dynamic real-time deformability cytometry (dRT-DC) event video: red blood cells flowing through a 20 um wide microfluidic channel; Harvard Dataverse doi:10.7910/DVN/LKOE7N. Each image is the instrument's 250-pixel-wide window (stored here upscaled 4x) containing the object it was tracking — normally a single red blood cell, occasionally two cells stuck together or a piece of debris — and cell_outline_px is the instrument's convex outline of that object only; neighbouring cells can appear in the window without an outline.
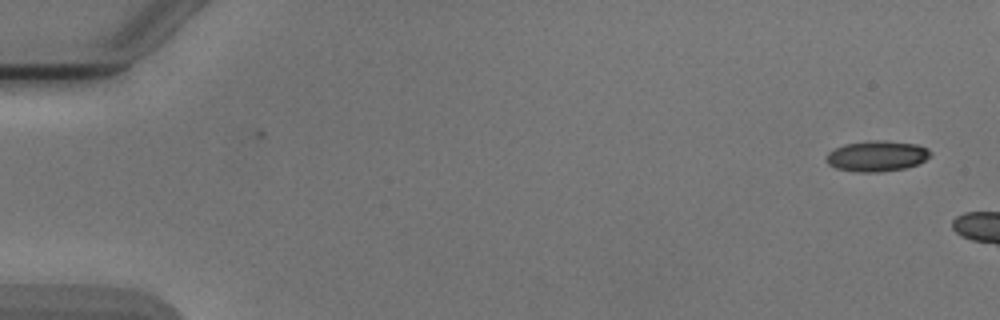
{"species": "Egyptian fruit bat (a non-hibernating species)", "species_latin": "Rousettus aegyptiacus", "temperature_condition": "cold", "stored_images_in_passage": 2, "camera_frame_rate_fps": 3000, "um_per_image_px": 0.085, "animal": {"sex": "male"}, "frame": {"image": 1, "passage_image": 1, "time_ms": 0.0, "image_size_px": [1000, 320], "cell_outline_px": [[932, 152], [924, 160], [916, 164], [904, 168], [880, 172], [856, 172], [836, 168], [828, 164], [824, 160], [828, 152], [844, 144], [872, 140], [884, 140], [916, 144], [928, 148]], "centroid_in_image_um": [74.49, 13.26], "position_along_channel_um": 10.5, "area_um2": 18.61}}